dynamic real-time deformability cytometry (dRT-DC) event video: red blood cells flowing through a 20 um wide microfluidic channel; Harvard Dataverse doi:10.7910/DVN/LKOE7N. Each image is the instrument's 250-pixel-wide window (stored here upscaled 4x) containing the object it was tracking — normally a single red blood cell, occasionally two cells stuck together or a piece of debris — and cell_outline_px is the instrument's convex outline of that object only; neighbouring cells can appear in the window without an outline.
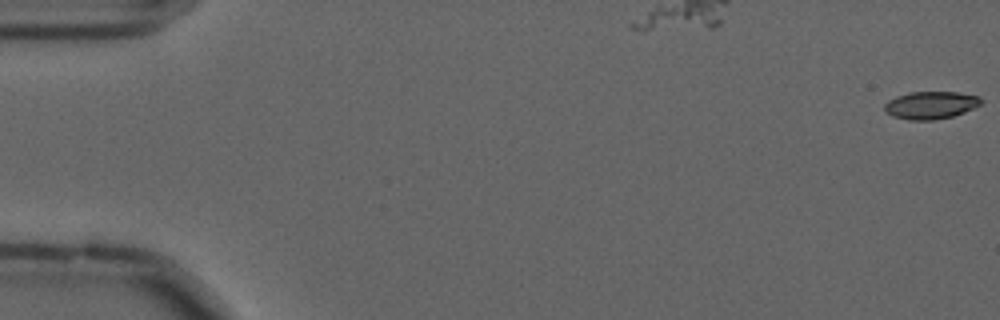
{"species": "common noctule bat (a hibernating species)", "species_latin": "Nyctalus noctula", "temperature_condition": "cold", "stored_images_in_passage": 15, "camera_frame_rate_fps": 3000, "um_per_image_px": 0.085, "animal": {"sex": "male", "forearm_length_mm": 52.5}, "frame": {"image": 1, "passage_image": 1, "time_ms": 0.0, "image_size_px": [1000, 320], "cell_outline_px": [[984, 100], [980, 104], [964, 112], [952, 116], [932, 120], [908, 120], [892, 116], [884, 108], [884, 104], [888, 100], [896, 96], [908, 92], [956, 92], [980, 96]], "centroid_in_image_um": [79.1, 8.93], "position_along_channel_um": 5.9, "area_um2": 15.49}}
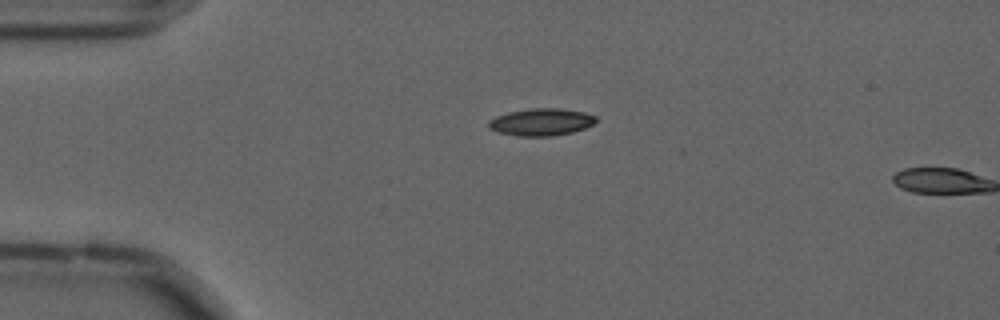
{"frame": {"image": 2, "passage_image": 14, "time_ms": 4.333, "image_size_px": [1000, 320], "cell_outline_px": [[596, 120], [592, 124], [584, 128], [572, 132], [552, 136], [516, 136], [500, 132], [488, 128], [488, 120], [496, 116], [508, 112], [532, 108], [560, 108], [584, 112], [596, 116]], "centroid_in_image_um": [45.98, 10.37], "position_along_channel_um": 39.0, "area_um2": 16.99}}